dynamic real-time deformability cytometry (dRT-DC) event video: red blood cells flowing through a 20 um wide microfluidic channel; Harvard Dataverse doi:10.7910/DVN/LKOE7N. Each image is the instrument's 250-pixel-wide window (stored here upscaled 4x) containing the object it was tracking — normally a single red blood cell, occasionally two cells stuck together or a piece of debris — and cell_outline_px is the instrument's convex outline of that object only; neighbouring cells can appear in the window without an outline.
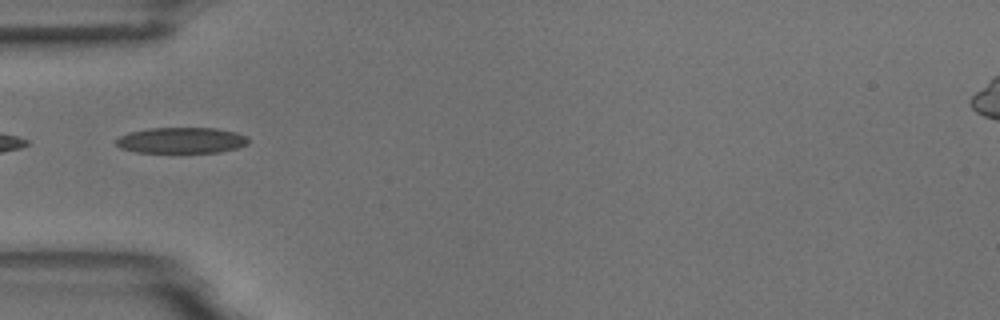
{"species": "common noctule bat (a hibernating species)", "species_latin": "Nyctalus noctula", "temperature_condition": "room temperature", "stored_images_in_passage": 4, "camera_frame_rate_fps": 3000, "um_per_image_px": 0.085, "animal": {"sex": "male", "body_mass_g": 18.8}, "frame": {"image": 1, "passage_image": 1, "time_ms": 0.0, "image_size_px": [1000, 320], "cell_outline_px": [[248, 144], [236, 148], [220, 152], [136, 152], [120, 148], [116, 144], [116, 140], [120, 136], [132, 132], [148, 128], [216, 128], [236, 132], [248, 136]], "centroid_in_image_um": [15.45, 11.92], "position_along_channel_um": 69.6, "area_um2": 19.88}}